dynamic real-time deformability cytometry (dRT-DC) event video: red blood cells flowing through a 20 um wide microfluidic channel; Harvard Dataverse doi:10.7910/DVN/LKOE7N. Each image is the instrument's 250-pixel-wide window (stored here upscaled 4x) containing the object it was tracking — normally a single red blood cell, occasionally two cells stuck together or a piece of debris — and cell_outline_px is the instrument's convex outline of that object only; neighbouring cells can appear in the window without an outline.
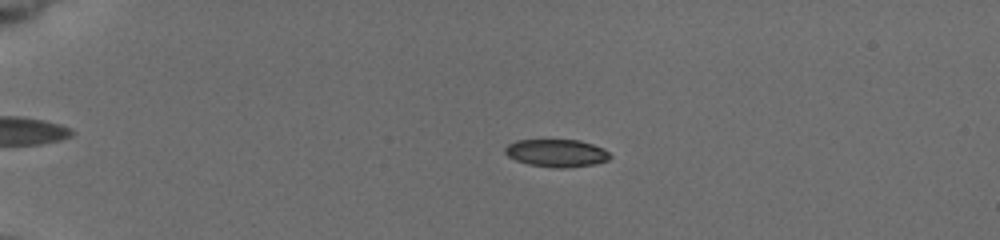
{"species": "common noctule bat (a hibernating species)", "species_latin": "Nyctalus noctula", "temperature_condition": "cold", "stored_images_in_passage": 56, "camera_frame_rate_fps": 3000, "um_per_image_px": 0.085, "animal": {"sex": "female", "body_mass_g": 19.5, "forearm_length_mm": 54.1}, "frame": {"image": 1, "passage_image": 14, "time_ms": 4.333, "image_size_px": [1000, 240], "cell_outline_px": [[612, 156], [608, 160], [596, 164], [564, 168], [556, 168], [528, 164], [516, 160], [508, 156], [504, 152], [504, 148], [508, 144], [516, 140], [580, 140], [604, 148]], "centroid_in_image_um": [47.32, 13.01], "position_along_channel_um": 37.7, "area_um2": 16.99}}
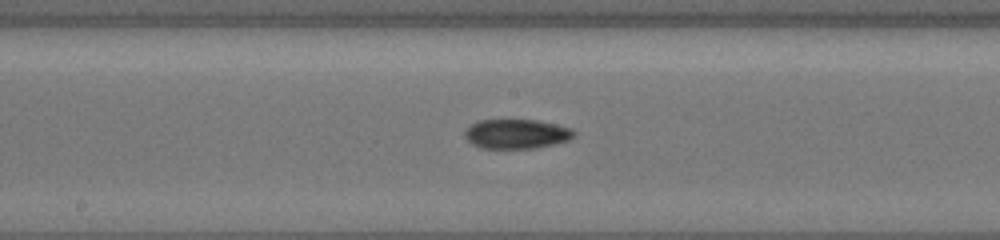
{"frame": {"image": 2, "passage_image": 32, "time_ms": 10.333, "image_size_px": [1000, 240], "cell_outline_px": [[576, 136], [568, 140], [556, 144], [536, 148], [480, 148], [472, 144], [464, 136], [464, 132], [472, 124], [480, 120], [536, 120], [572, 128], [576, 132]], "centroid_in_image_um": [43.93, 11.39], "position_along_channel_um": 204.3, "area_um2": 18.79}}
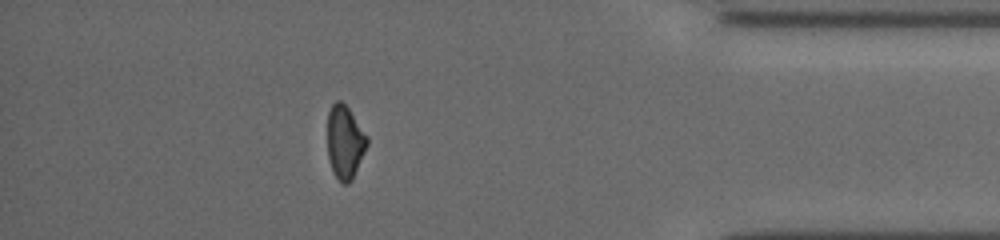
{"frame": {"image": 3, "passage_image": 50, "time_ms": 16.333, "image_size_px": [1000, 240], "cell_outline_px": [[368, 144], [352, 180], [348, 184], [344, 184], [332, 172], [328, 156], [328, 112], [332, 104], [336, 100], [340, 100], [348, 108], [368, 136]], "centroid_in_image_um": [29.32, 12.08], "position_along_channel_um": 405.9, "area_um2": 16.88}, "authors_computed_cell_mechanics": {"area_um2": 17.6001, "velocity_mm_per_s": 3.8535, "shape_relaxation_time_tau1_ms": null, "shape_relaxation_time_tau2_ms": 5.2371, "deformation_change_tau1": null, "deformation_change_tau2": 0.0902}}